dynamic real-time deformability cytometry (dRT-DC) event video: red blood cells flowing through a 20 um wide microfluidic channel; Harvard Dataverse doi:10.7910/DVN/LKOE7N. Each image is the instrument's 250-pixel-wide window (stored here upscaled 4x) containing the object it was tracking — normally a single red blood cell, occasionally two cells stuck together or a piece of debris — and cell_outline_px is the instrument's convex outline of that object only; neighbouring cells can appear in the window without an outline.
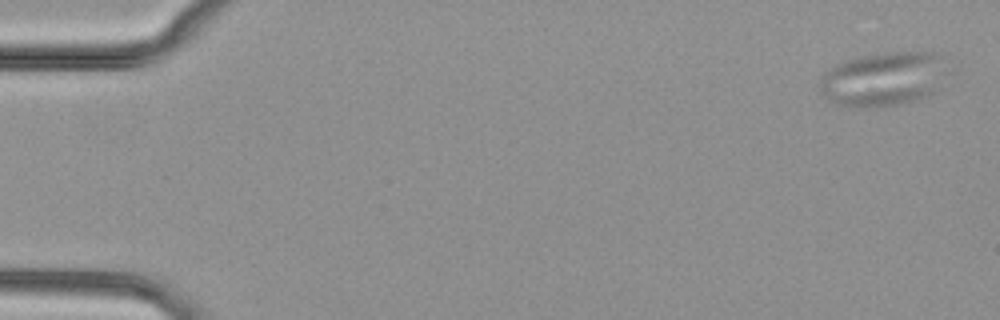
{"species": "common noctule bat (a hibernating species)", "species_latin": "Nyctalus noctula", "temperature_condition": "cold", "stored_images_in_passage": 10, "camera_frame_rate_fps": 3000, "um_per_image_px": 0.085, "animal": {"sex": "female", "body_mass_g": 29.2, "forearm_length_mm": 56.3}, "frame": {"image": 1, "passage_image": 2, "time_ms": 0.333, "image_size_px": [1000, 320], "cell_outline_px": [[940, 60], [932, 92], [924, 96], [912, 100], [896, 104], [860, 108], [836, 104], [828, 100], [820, 92], [820, 76], [824, 72], [836, 64], [860, 56], [884, 52], [932, 52], [940, 56]], "centroid_in_image_um": [74.85, 6.72], "position_along_channel_um": 10.1, "area_um2": 38.55}}